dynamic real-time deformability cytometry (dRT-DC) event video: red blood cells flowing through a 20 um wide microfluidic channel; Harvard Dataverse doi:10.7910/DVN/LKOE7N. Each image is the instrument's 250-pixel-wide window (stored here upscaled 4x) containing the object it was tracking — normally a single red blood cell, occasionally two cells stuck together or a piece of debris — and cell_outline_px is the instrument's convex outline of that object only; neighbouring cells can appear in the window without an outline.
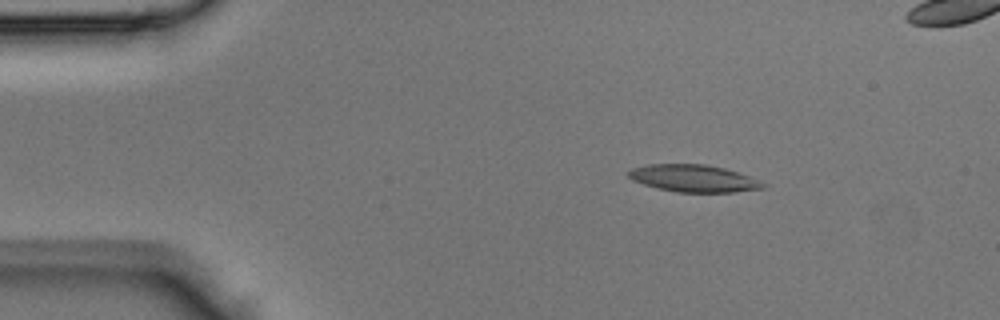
{"species": "Egyptian fruit bat (a non-hibernating species)", "species_latin": "Rousettus aegyptiacus", "temperature_condition": "room temperature", "stored_images_in_passage": 40, "camera_frame_rate_fps": 3000, "um_per_image_px": 0.085, "animal": {"sex": "male"}, "frame": {"image": 1, "passage_image": 4, "time_ms": 1.0, "image_size_px": [1000, 320], "cell_outline_px": [[768, 188], [736, 192], [676, 192], [656, 188], [632, 180], [624, 172], [632, 168], [648, 164], [704, 164], [724, 168], [760, 180], [768, 184]], "centroid_in_image_um": [58.97, 15.17], "position_along_channel_um": 26.0, "area_um2": 21.56}}
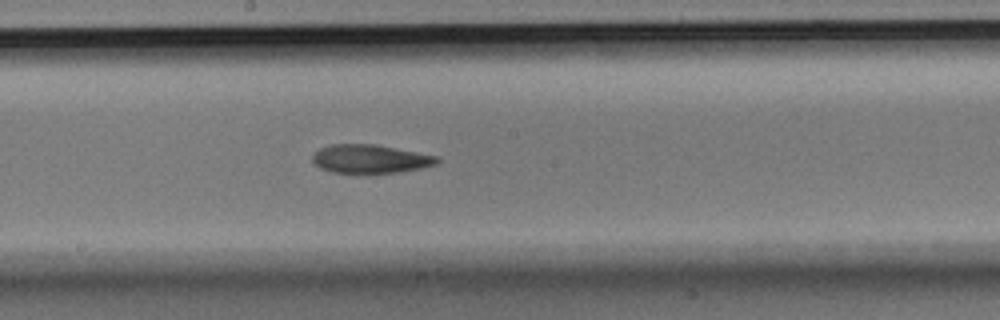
{"frame": {"image": 2, "passage_image": 20, "time_ms": 6.333, "image_size_px": [1000, 320], "cell_outline_px": [[440, 160], [436, 164], [420, 168], [396, 172], [332, 172], [320, 168], [312, 160], [312, 156], [320, 148], [332, 144], [376, 144], [440, 156]], "centroid_in_image_um": [31.5, 13.48], "position_along_channel_um": 216.7, "area_um2": 20.52}}
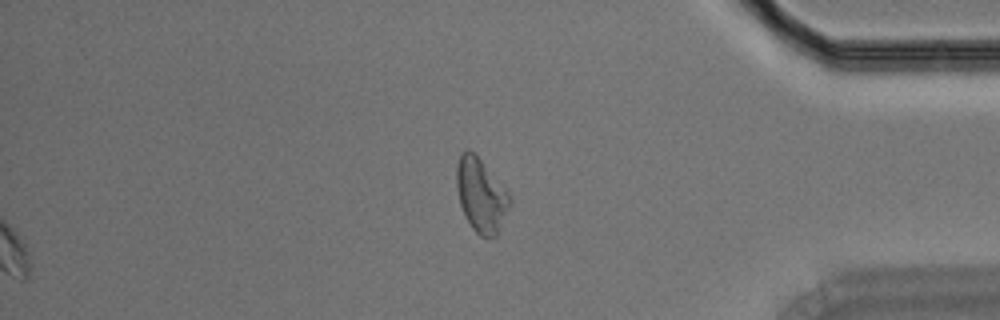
{"frame": {"image": 3, "passage_image": 33, "time_ms": 10.667, "image_size_px": [1000, 320], "cell_outline_px": [[512, 200], [496, 236], [492, 240], [480, 236], [472, 228], [460, 204], [456, 184], [456, 168], [460, 152], [464, 148], [468, 148], [480, 160], [508, 192]], "centroid_in_image_um": [40.87, 16.6], "position_along_channel_um": 394.3, "area_um2": 22.6}}